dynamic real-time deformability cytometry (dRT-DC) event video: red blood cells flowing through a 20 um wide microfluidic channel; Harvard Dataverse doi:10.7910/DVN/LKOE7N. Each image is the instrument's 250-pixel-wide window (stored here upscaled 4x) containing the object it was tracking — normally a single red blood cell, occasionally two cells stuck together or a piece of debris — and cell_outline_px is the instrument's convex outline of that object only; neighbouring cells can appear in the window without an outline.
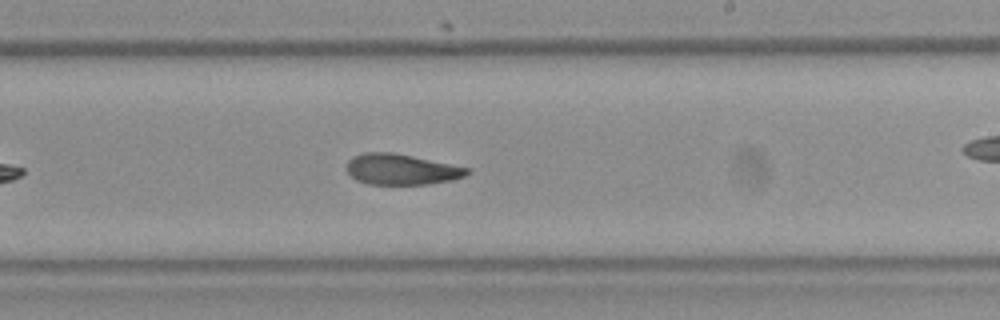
{"species": "Egyptian fruit bat (a non-hibernating species)", "species_latin": "Rousettus aegyptiacus", "temperature_condition": "room temperature", "stored_images_in_passage": 20, "camera_frame_rate_fps": 3000, "um_per_image_px": 0.085, "frame": {"image": 1, "passage_image": 15, "time_ms": 4.667, "image_size_px": [1000, 320], "cell_outline_px": [[472, 172], [464, 176], [452, 180], [428, 184], [368, 184], [356, 180], [344, 168], [348, 160], [352, 156], [364, 152], [392, 152], [472, 168]], "centroid_in_image_um": [34.11, 14.39], "position_along_channel_um": 254.9, "area_um2": 21.79}}
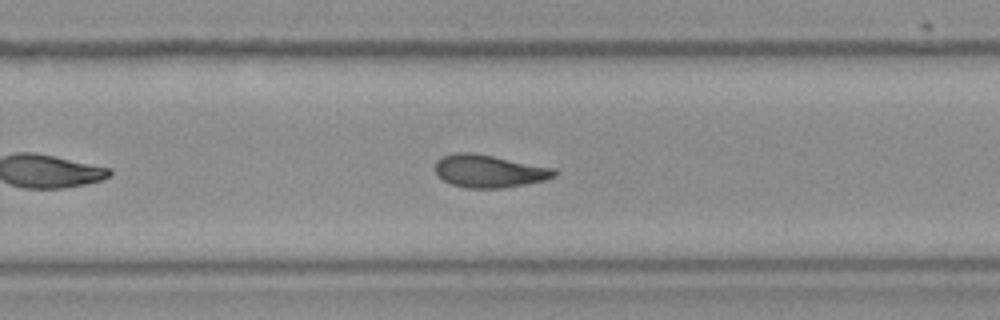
{"frame": {"image": 2, "passage_image": 17, "time_ms": 5.333, "image_size_px": [1000, 320], "cell_outline_px": [[556, 176], [544, 180], [504, 188], [468, 188], [452, 184], [444, 180], [436, 172], [436, 160], [440, 156], [452, 152], [472, 152], [556, 168]], "centroid_in_image_um": [41.57, 14.53], "position_along_channel_um": 288.2, "area_um2": 22.72}}